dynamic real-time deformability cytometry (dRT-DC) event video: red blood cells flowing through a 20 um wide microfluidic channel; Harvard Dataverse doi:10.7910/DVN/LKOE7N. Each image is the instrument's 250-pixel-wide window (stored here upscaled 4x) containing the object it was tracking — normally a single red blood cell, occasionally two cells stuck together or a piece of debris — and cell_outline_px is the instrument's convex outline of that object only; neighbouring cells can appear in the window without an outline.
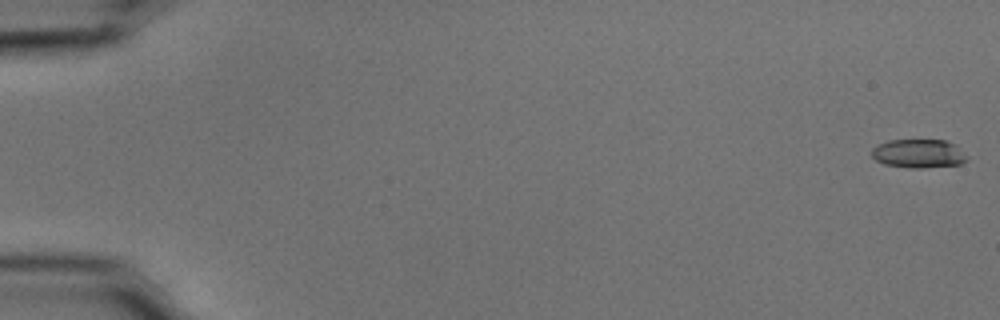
{"species": "common noctule bat (a hibernating species)", "species_latin": "Nyctalus noctula", "temperature_condition": "cold", "stored_images_in_passage": 25, "camera_frame_rate_fps": 3000, "um_per_image_px": 0.085, "animal": {"sex": "male", "body_mass_g": 15.6}, "frame": {"image": 1, "passage_image": 1, "time_ms": 0.0, "image_size_px": [1000, 320], "cell_outline_px": [[968, 160], [960, 164], [924, 168], [912, 168], [884, 164], [876, 160], [872, 156], [872, 148], [888, 140], [944, 140], [956, 144], [968, 156]], "centroid_in_image_um": [78.12, 13.05], "position_along_channel_um": 6.9, "area_um2": 16.01}}
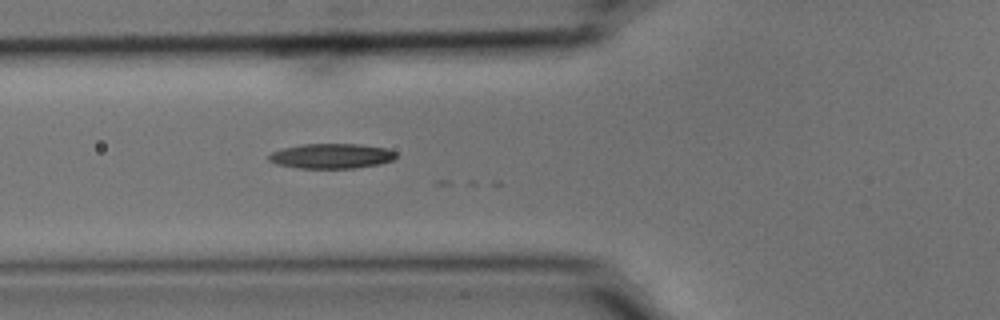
{"frame": {"image": 2, "passage_image": 21, "time_ms": 6.667, "image_size_px": [1000, 320], "cell_outline_px": [[396, 156], [392, 160], [380, 164], [356, 168], [300, 168], [276, 164], [268, 160], [268, 156], [272, 152], [284, 148], [304, 144], [360, 144], [384, 148], [396, 152]], "centroid_in_image_um": [28.17, 13.26], "position_along_channel_um": 97.6, "area_um2": 18.38}}
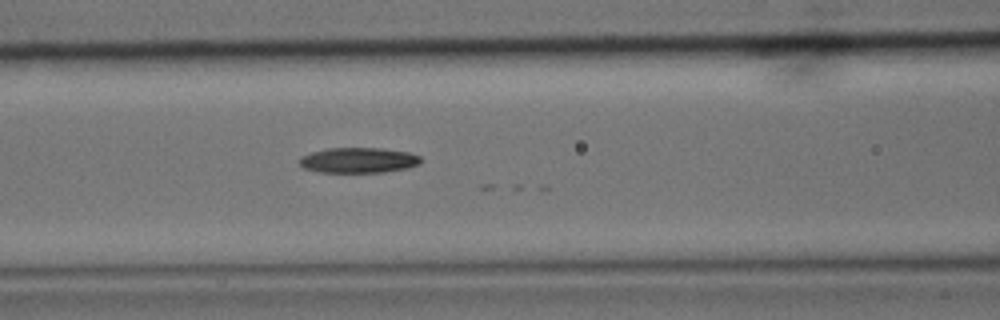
{"frame": {"image": 3, "passage_image": 24, "time_ms": 7.667, "image_size_px": [1000, 320], "cell_outline_px": [[420, 164], [408, 168], [384, 172], [320, 172], [304, 168], [300, 164], [300, 156], [324, 148], [380, 148], [408, 152], [420, 156]], "centroid_in_image_um": [30.46, 13.61], "position_along_channel_um": 136.1, "area_um2": 17.92}}